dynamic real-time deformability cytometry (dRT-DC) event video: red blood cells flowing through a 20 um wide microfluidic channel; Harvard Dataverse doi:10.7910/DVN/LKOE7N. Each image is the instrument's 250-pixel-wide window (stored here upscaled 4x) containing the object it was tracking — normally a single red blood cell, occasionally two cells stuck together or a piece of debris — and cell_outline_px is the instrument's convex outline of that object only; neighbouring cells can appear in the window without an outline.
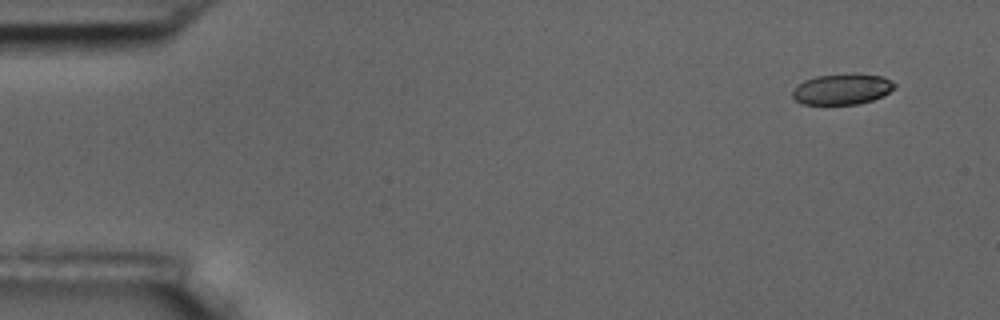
{"species": "common noctule bat (a hibernating species)", "species_latin": "Nyctalus noctula", "temperature_condition": "room temperature", "stored_images_in_passage": 4, "camera_frame_rate_fps": 3000, "um_per_image_px": 0.085, "animal": {"sex": "male", "body_mass_g": 17.5, "forearm_length_mm": 52.3}, "frame": {"image": 1, "passage_image": 1, "time_ms": 0.0, "image_size_px": [1000, 320], "cell_outline_px": [[896, 84], [888, 92], [872, 100], [856, 104], [804, 104], [796, 100], [792, 96], [792, 92], [804, 80], [816, 76], [852, 72], [884, 76]], "centroid_in_image_um": [71.58, 7.55], "position_along_channel_um": 13.4, "area_um2": 18.26}}